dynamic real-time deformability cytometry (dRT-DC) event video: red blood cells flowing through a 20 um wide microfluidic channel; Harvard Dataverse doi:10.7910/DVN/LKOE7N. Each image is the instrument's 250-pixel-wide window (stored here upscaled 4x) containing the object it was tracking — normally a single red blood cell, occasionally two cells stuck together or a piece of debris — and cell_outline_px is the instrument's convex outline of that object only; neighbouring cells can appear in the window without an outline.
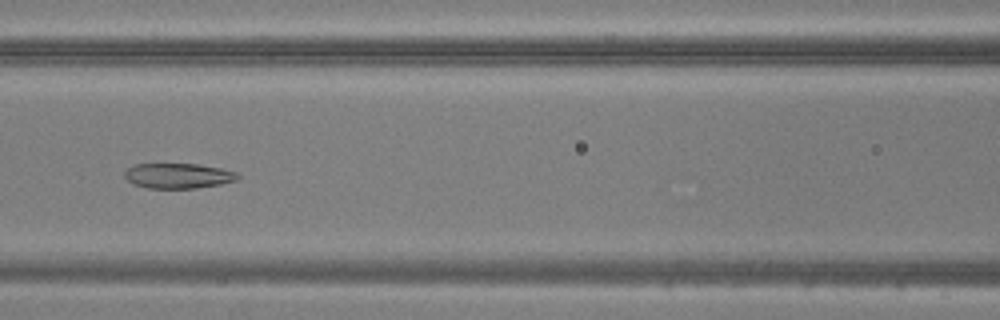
{"species": "common noctule bat (a hibernating species)", "species_latin": "Nyctalus noctula", "temperature_condition": "warm", "stored_images_in_passage": 49, "camera_frame_rate_fps": 3000, "um_per_image_px": 0.085, "animal": {"sex": "male", "body_mass_g": 20.5, "forearm_length_mm": 52.5}, "frame": {"image": 1, "passage_image": 22, "time_ms": 7.0, "image_size_px": [1000, 320], "cell_outline_px": [[240, 176], [236, 180], [220, 184], [196, 188], [148, 188], [132, 184], [124, 176], [124, 172], [128, 168], [136, 164], [196, 164], [220, 168], [236, 172]], "centroid_in_image_um": [15.12, 14.94], "position_along_channel_um": 151.5, "area_um2": 16.47}}
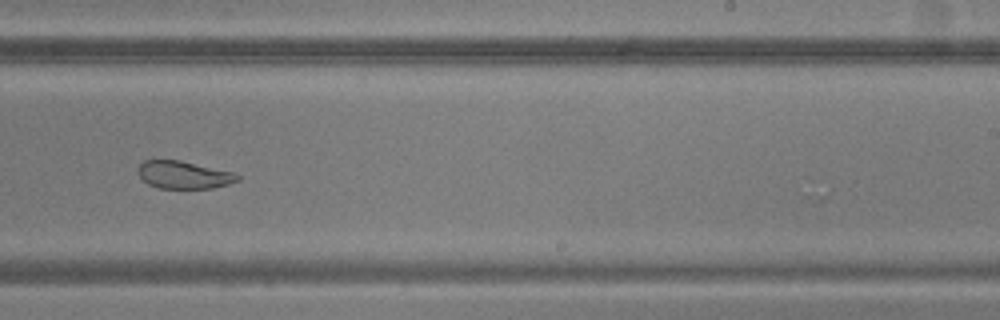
{"frame": {"image": 2, "passage_image": 31, "time_ms": 10.0, "image_size_px": [1000, 320], "cell_outline_px": [[240, 180], [228, 184], [212, 188], [160, 188], [148, 184], [136, 172], [136, 168], [144, 160], [180, 160], [236, 172], [240, 176]], "centroid_in_image_um": [15.64, 14.85], "position_along_channel_um": 273.4, "area_um2": 16.18}}
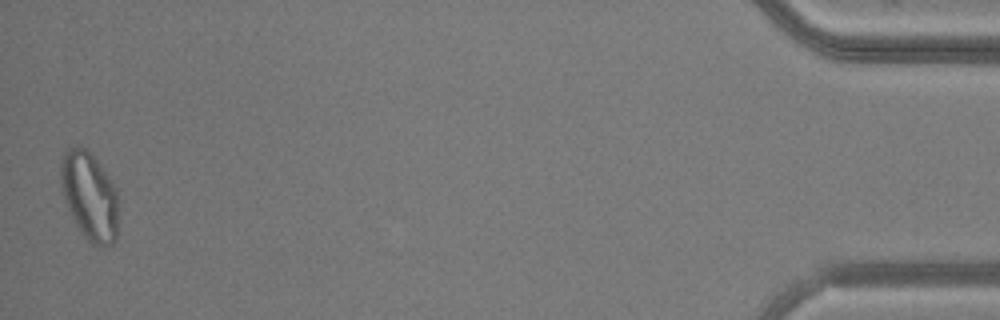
{"frame": {"image": 3, "passage_image": 49, "time_ms": 16.0, "image_size_px": [1000, 320], "cell_outline_px": [[116, 240], [112, 244], [92, 244], [80, 232], [68, 208], [60, 188], [60, 164], [64, 152], [68, 148], [80, 144], [100, 164], [116, 188]], "centroid_in_image_um": [7.56, 16.62], "position_along_channel_um": 427.6, "area_um2": 29.25}}